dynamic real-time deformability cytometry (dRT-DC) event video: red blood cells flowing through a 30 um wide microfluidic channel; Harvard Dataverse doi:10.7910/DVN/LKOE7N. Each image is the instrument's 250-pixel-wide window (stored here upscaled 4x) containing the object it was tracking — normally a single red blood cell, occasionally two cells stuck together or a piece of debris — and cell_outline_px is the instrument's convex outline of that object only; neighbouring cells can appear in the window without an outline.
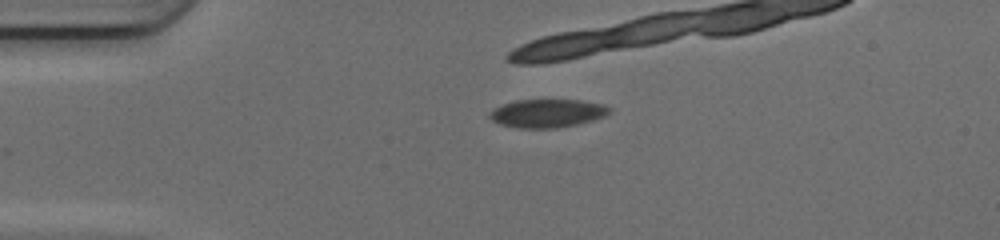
{"species": "common noctule bat (a hibernating species)", "species_latin": "Nyctalus noctula", "temperature_condition": "cold", "stored_images_in_passage": 3, "camera_frame_rate_fps": 3000, "um_per_image_px": 0.085, "animal": {"sex": "female", "body_mass_g": 17.0, "forearm_length_mm": 48.0}, "frame": {"image": 1, "passage_image": 1, "time_ms": 0.0, "image_size_px": [1000, 240], "cell_outline_px": [[612, 112], [604, 116], [592, 120], [576, 124], [556, 128], [516, 128], [500, 124], [492, 120], [488, 116], [488, 112], [504, 104], [516, 100], [580, 100], [600, 104], [608, 108]], "centroid_in_image_um": [46.48, 9.63], "position_along_channel_um": 38.5, "area_um2": 19.54}}